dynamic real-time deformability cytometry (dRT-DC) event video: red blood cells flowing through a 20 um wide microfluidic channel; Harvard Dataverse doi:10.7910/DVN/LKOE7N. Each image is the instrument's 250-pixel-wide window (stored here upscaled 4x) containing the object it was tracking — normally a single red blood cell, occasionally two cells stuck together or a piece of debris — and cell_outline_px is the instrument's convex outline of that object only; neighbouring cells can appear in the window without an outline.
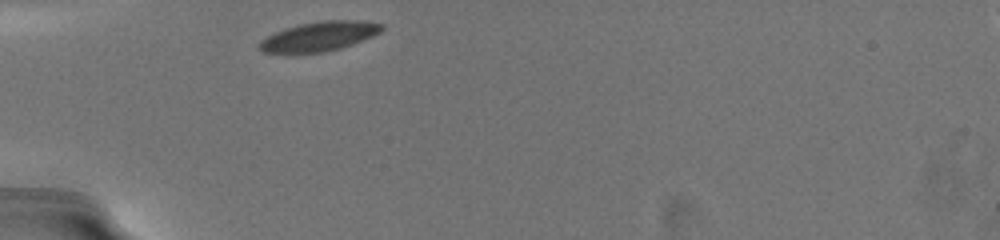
{"species": "common noctule bat (a hibernating species)", "species_latin": "Nyctalus noctula", "temperature_condition": "warm", "stored_images_in_passage": 24, "camera_frame_rate_fps": 3000, "um_per_image_px": 0.085, "animal": {"sex": "female", "body_mass_g": 19.5, "forearm_length_mm": 54.1}, "frame": {"image": 1, "passage_image": 1, "time_ms": 0.0, "image_size_px": [1000, 240], "cell_outline_px": [[384, 28], [380, 32], [372, 36], [352, 44], [340, 48], [324, 52], [284, 56], [260, 52], [256, 44], [260, 40], [284, 28], [300, 24], [320, 20], [356, 20], [384, 24]], "centroid_in_image_um": [27.01, 3.14], "position_along_channel_um": 58.0, "area_um2": 21.79}}
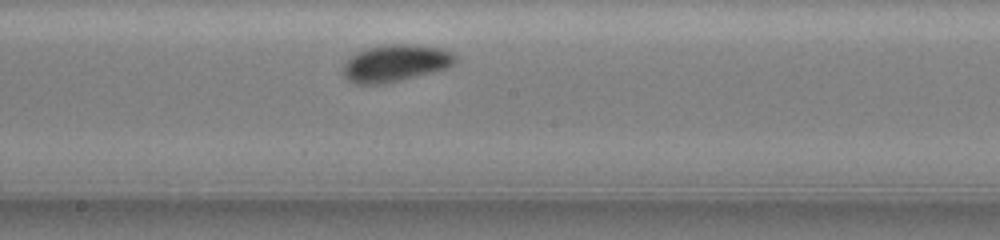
{"frame": {"image": 2, "passage_image": 12, "time_ms": 4.667, "image_size_px": [1000, 240], "cell_outline_px": [[456, 60], [448, 68], [400, 80], [380, 84], [356, 84], [348, 80], [344, 76], [344, 64], [348, 56], [364, 48], [388, 44], [408, 44], [440, 48], [452, 52], [456, 56]], "centroid_in_image_um": [33.58, 5.36], "position_along_channel_um": 214.6, "area_um2": 24.16}}
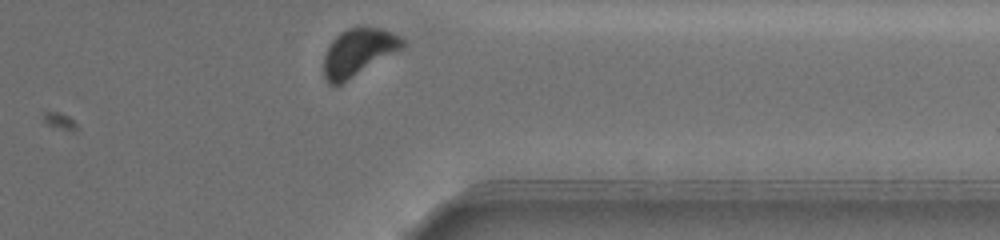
{"frame": {"image": 3, "passage_image": 24, "time_ms": 9.333, "image_size_px": [1000, 240], "cell_outline_px": [[408, 44], [404, 48], [340, 84], [332, 88], [324, 80], [324, 56], [332, 40], [340, 32], [348, 28], [380, 28], [392, 32], [400, 36]], "centroid_in_image_um": [30.46, 4.46], "position_along_channel_um": 380.9, "area_um2": 21.73}, "authors_computed_cell_mechanics": {"area_um2": 22.831, "velocity_mm_per_s": 3.6231, "shape_relaxation_time_tau1_ms": 1.692, "shape_relaxation_time_tau2_ms": null, "deformation_change_tau1": 0.0998, "deformation_change_tau2": null}}